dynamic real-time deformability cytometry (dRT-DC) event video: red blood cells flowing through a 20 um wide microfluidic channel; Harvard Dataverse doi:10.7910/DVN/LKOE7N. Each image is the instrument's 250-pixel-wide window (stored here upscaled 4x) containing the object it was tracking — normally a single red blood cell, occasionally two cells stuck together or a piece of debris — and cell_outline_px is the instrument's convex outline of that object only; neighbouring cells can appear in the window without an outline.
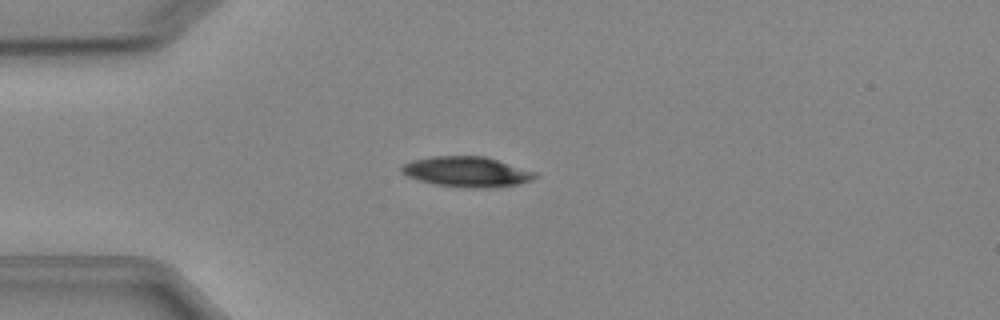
{"species": "Egyptian fruit bat (a non-hibernating species)", "species_latin": "Rousettus aegyptiacus", "temperature_condition": "cold", "stored_images_in_passage": 4, "camera_frame_rate_fps": 3000, "um_per_image_px": 0.085, "animal": {"sex": "female"}, "frame": {"image": 1, "passage_image": 4, "time_ms": 3.667, "image_size_px": [1000, 320], "cell_outline_px": [[540, 176], [532, 180], [520, 184], [488, 188], [472, 188], [436, 184], [420, 180], [408, 176], [400, 172], [400, 168], [404, 164], [412, 160], [432, 156], [484, 156], [536, 172]], "centroid_in_image_um": [39.7, 14.6], "position_along_channel_um": 45.3, "area_um2": 23.47}}